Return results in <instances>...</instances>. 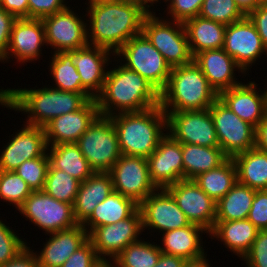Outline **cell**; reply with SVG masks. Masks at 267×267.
Listing matches in <instances>:
<instances>
[{
    "label": "cell",
    "instance_id": "obj_8",
    "mask_svg": "<svg viewBox=\"0 0 267 267\" xmlns=\"http://www.w3.org/2000/svg\"><path fill=\"white\" fill-rule=\"evenodd\" d=\"M76 144L94 173L109 172L122 155L110 116L98 115Z\"/></svg>",
    "mask_w": 267,
    "mask_h": 267
},
{
    "label": "cell",
    "instance_id": "obj_18",
    "mask_svg": "<svg viewBox=\"0 0 267 267\" xmlns=\"http://www.w3.org/2000/svg\"><path fill=\"white\" fill-rule=\"evenodd\" d=\"M47 46L45 29L42 19L21 18L13 23L9 45L1 63H9L10 58L17 59L21 65L39 60L42 54V47ZM5 61V62H4Z\"/></svg>",
    "mask_w": 267,
    "mask_h": 267
},
{
    "label": "cell",
    "instance_id": "obj_1",
    "mask_svg": "<svg viewBox=\"0 0 267 267\" xmlns=\"http://www.w3.org/2000/svg\"><path fill=\"white\" fill-rule=\"evenodd\" d=\"M88 45L105 48L115 54L130 38L142 33L148 14L140 5L127 0L87 4Z\"/></svg>",
    "mask_w": 267,
    "mask_h": 267
},
{
    "label": "cell",
    "instance_id": "obj_42",
    "mask_svg": "<svg viewBox=\"0 0 267 267\" xmlns=\"http://www.w3.org/2000/svg\"><path fill=\"white\" fill-rule=\"evenodd\" d=\"M0 219V265L12 260L28 244L26 240L19 237L8 223Z\"/></svg>",
    "mask_w": 267,
    "mask_h": 267
},
{
    "label": "cell",
    "instance_id": "obj_40",
    "mask_svg": "<svg viewBox=\"0 0 267 267\" xmlns=\"http://www.w3.org/2000/svg\"><path fill=\"white\" fill-rule=\"evenodd\" d=\"M32 193L27 183L14 171L0 170V199L17 210Z\"/></svg>",
    "mask_w": 267,
    "mask_h": 267
},
{
    "label": "cell",
    "instance_id": "obj_10",
    "mask_svg": "<svg viewBox=\"0 0 267 267\" xmlns=\"http://www.w3.org/2000/svg\"><path fill=\"white\" fill-rule=\"evenodd\" d=\"M209 111L219 146L229 158L255 147V127L240 119L219 98Z\"/></svg>",
    "mask_w": 267,
    "mask_h": 267
},
{
    "label": "cell",
    "instance_id": "obj_3",
    "mask_svg": "<svg viewBox=\"0 0 267 267\" xmlns=\"http://www.w3.org/2000/svg\"><path fill=\"white\" fill-rule=\"evenodd\" d=\"M8 88L7 109L28 114L26 125L44 127L52 119L81 109L89 100L90 93H74L52 87Z\"/></svg>",
    "mask_w": 267,
    "mask_h": 267
},
{
    "label": "cell",
    "instance_id": "obj_36",
    "mask_svg": "<svg viewBox=\"0 0 267 267\" xmlns=\"http://www.w3.org/2000/svg\"><path fill=\"white\" fill-rule=\"evenodd\" d=\"M50 61V76L54 79L52 88L74 92L89 93L81 84V77L73 64V55L67 52H56L52 54Z\"/></svg>",
    "mask_w": 267,
    "mask_h": 267
},
{
    "label": "cell",
    "instance_id": "obj_5",
    "mask_svg": "<svg viewBox=\"0 0 267 267\" xmlns=\"http://www.w3.org/2000/svg\"><path fill=\"white\" fill-rule=\"evenodd\" d=\"M218 95L193 61L171 68L167 85L160 92V107L164 112L205 110Z\"/></svg>",
    "mask_w": 267,
    "mask_h": 267
},
{
    "label": "cell",
    "instance_id": "obj_50",
    "mask_svg": "<svg viewBox=\"0 0 267 267\" xmlns=\"http://www.w3.org/2000/svg\"><path fill=\"white\" fill-rule=\"evenodd\" d=\"M30 248L27 245L12 260L0 265V267H38L37 255Z\"/></svg>",
    "mask_w": 267,
    "mask_h": 267
},
{
    "label": "cell",
    "instance_id": "obj_43",
    "mask_svg": "<svg viewBox=\"0 0 267 267\" xmlns=\"http://www.w3.org/2000/svg\"><path fill=\"white\" fill-rule=\"evenodd\" d=\"M203 2L204 0H170L165 11L170 16L169 20L185 23L199 15Z\"/></svg>",
    "mask_w": 267,
    "mask_h": 267
},
{
    "label": "cell",
    "instance_id": "obj_9",
    "mask_svg": "<svg viewBox=\"0 0 267 267\" xmlns=\"http://www.w3.org/2000/svg\"><path fill=\"white\" fill-rule=\"evenodd\" d=\"M18 211L26 221L29 219V222L43 230L45 235L72 228L78 224L71 204L56 200L43 190L32 191Z\"/></svg>",
    "mask_w": 267,
    "mask_h": 267
},
{
    "label": "cell",
    "instance_id": "obj_27",
    "mask_svg": "<svg viewBox=\"0 0 267 267\" xmlns=\"http://www.w3.org/2000/svg\"><path fill=\"white\" fill-rule=\"evenodd\" d=\"M113 190L111 175L108 172L93 173L80 183L73 204V215L78 224H83L93 213L98 203L104 201Z\"/></svg>",
    "mask_w": 267,
    "mask_h": 267
},
{
    "label": "cell",
    "instance_id": "obj_45",
    "mask_svg": "<svg viewBox=\"0 0 267 267\" xmlns=\"http://www.w3.org/2000/svg\"><path fill=\"white\" fill-rule=\"evenodd\" d=\"M247 219L259 230L267 229V190L255 191Z\"/></svg>",
    "mask_w": 267,
    "mask_h": 267
},
{
    "label": "cell",
    "instance_id": "obj_55",
    "mask_svg": "<svg viewBox=\"0 0 267 267\" xmlns=\"http://www.w3.org/2000/svg\"><path fill=\"white\" fill-rule=\"evenodd\" d=\"M206 258L207 254L197 259L186 260L183 267H210L211 264H209Z\"/></svg>",
    "mask_w": 267,
    "mask_h": 267
},
{
    "label": "cell",
    "instance_id": "obj_46",
    "mask_svg": "<svg viewBox=\"0 0 267 267\" xmlns=\"http://www.w3.org/2000/svg\"><path fill=\"white\" fill-rule=\"evenodd\" d=\"M66 0H28V18L42 19L67 7Z\"/></svg>",
    "mask_w": 267,
    "mask_h": 267
},
{
    "label": "cell",
    "instance_id": "obj_25",
    "mask_svg": "<svg viewBox=\"0 0 267 267\" xmlns=\"http://www.w3.org/2000/svg\"><path fill=\"white\" fill-rule=\"evenodd\" d=\"M41 251H35L38 267H61L64 262L88 241L82 224L48 235Z\"/></svg>",
    "mask_w": 267,
    "mask_h": 267
},
{
    "label": "cell",
    "instance_id": "obj_44",
    "mask_svg": "<svg viewBox=\"0 0 267 267\" xmlns=\"http://www.w3.org/2000/svg\"><path fill=\"white\" fill-rule=\"evenodd\" d=\"M241 260L245 267H267V229L258 231L249 251Z\"/></svg>",
    "mask_w": 267,
    "mask_h": 267
},
{
    "label": "cell",
    "instance_id": "obj_49",
    "mask_svg": "<svg viewBox=\"0 0 267 267\" xmlns=\"http://www.w3.org/2000/svg\"><path fill=\"white\" fill-rule=\"evenodd\" d=\"M247 16L254 23L261 41L267 49V4L259 5Z\"/></svg>",
    "mask_w": 267,
    "mask_h": 267
},
{
    "label": "cell",
    "instance_id": "obj_38",
    "mask_svg": "<svg viewBox=\"0 0 267 267\" xmlns=\"http://www.w3.org/2000/svg\"><path fill=\"white\" fill-rule=\"evenodd\" d=\"M80 181L59 169H53L50 165L47 170L43 191L56 200L73 206L77 196Z\"/></svg>",
    "mask_w": 267,
    "mask_h": 267
},
{
    "label": "cell",
    "instance_id": "obj_35",
    "mask_svg": "<svg viewBox=\"0 0 267 267\" xmlns=\"http://www.w3.org/2000/svg\"><path fill=\"white\" fill-rule=\"evenodd\" d=\"M255 191L248 186L236 183L216 204L215 221L246 219L255 197Z\"/></svg>",
    "mask_w": 267,
    "mask_h": 267
},
{
    "label": "cell",
    "instance_id": "obj_59",
    "mask_svg": "<svg viewBox=\"0 0 267 267\" xmlns=\"http://www.w3.org/2000/svg\"><path fill=\"white\" fill-rule=\"evenodd\" d=\"M86 1H88V4H97L102 2H117L120 0H86Z\"/></svg>",
    "mask_w": 267,
    "mask_h": 267
},
{
    "label": "cell",
    "instance_id": "obj_15",
    "mask_svg": "<svg viewBox=\"0 0 267 267\" xmlns=\"http://www.w3.org/2000/svg\"><path fill=\"white\" fill-rule=\"evenodd\" d=\"M142 232V215L138 208L122 221L94 228L88 240L99 257L115 258L127 245L139 241Z\"/></svg>",
    "mask_w": 267,
    "mask_h": 267
},
{
    "label": "cell",
    "instance_id": "obj_41",
    "mask_svg": "<svg viewBox=\"0 0 267 267\" xmlns=\"http://www.w3.org/2000/svg\"><path fill=\"white\" fill-rule=\"evenodd\" d=\"M49 158L47 152L42 157L24 161L14 171L32 191H42L45 185Z\"/></svg>",
    "mask_w": 267,
    "mask_h": 267
},
{
    "label": "cell",
    "instance_id": "obj_19",
    "mask_svg": "<svg viewBox=\"0 0 267 267\" xmlns=\"http://www.w3.org/2000/svg\"><path fill=\"white\" fill-rule=\"evenodd\" d=\"M22 126L11 135V140L9 138L0 151L1 171H15L24 161L42 157L47 152L44 127L25 123Z\"/></svg>",
    "mask_w": 267,
    "mask_h": 267
},
{
    "label": "cell",
    "instance_id": "obj_61",
    "mask_svg": "<svg viewBox=\"0 0 267 267\" xmlns=\"http://www.w3.org/2000/svg\"><path fill=\"white\" fill-rule=\"evenodd\" d=\"M161 1V0H160ZM159 0H156V4H157V2H159V3H161ZM170 0H163V2L166 4V3H168Z\"/></svg>",
    "mask_w": 267,
    "mask_h": 267
},
{
    "label": "cell",
    "instance_id": "obj_54",
    "mask_svg": "<svg viewBox=\"0 0 267 267\" xmlns=\"http://www.w3.org/2000/svg\"><path fill=\"white\" fill-rule=\"evenodd\" d=\"M240 10L248 15L252 10L261 5L257 0H234Z\"/></svg>",
    "mask_w": 267,
    "mask_h": 267
},
{
    "label": "cell",
    "instance_id": "obj_53",
    "mask_svg": "<svg viewBox=\"0 0 267 267\" xmlns=\"http://www.w3.org/2000/svg\"><path fill=\"white\" fill-rule=\"evenodd\" d=\"M185 259L179 256L169 255L161 252V255L154 267H183Z\"/></svg>",
    "mask_w": 267,
    "mask_h": 267
},
{
    "label": "cell",
    "instance_id": "obj_23",
    "mask_svg": "<svg viewBox=\"0 0 267 267\" xmlns=\"http://www.w3.org/2000/svg\"><path fill=\"white\" fill-rule=\"evenodd\" d=\"M69 52L73 55V64L81 77L82 86L96 98L103 90L106 69L112 64L114 54L105 48L91 45Z\"/></svg>",
    "mask_w": 267,
    "mask_h": 267
},
{
    "label": "cell",
    "instance_id": "obj_29",
    "mask_svg": "<svg viewBox=\"0 0 267 267\" xmlns=\"http://www.w3.org/2000/svg\"><path fill=\"white\" fill-rule=\"evenodd\" d=\"M138 208L139 204L133 199L112 191L104 201L98 203L82 226L89 234L98 226L114 224L130 217Z\"/></svg>",
    "mask_w": 267,
    "mask_h": 267
},
{
    "label": "cell",
    "instance_id": "obj_34",
    "mask_svg": "<svg viewBox=\"0 0 267 267\" xmlns=\"http://www.w3.org/2000/svg\"><path fill=\"white\" fill-rule=\"evenodd\" d=\"M215 202L224 197L237 183V170L232 158L219 167L200 173L193 179Z\"/></svg>",
    "mask_w": 267,
    "mask_h": 267
},
{
    "label": "cell",
    "instance_id": "obj_2",
    "mask_svg": "<svg viewBox=\"0 0 267 267\" xmlns=\"http://www.w3.org/2000/svg\"><path fill=\"white\" fill-rule=\"evenodd\" d=\"M113 58L116 66L107 69L103 90L96 97L99 115L139 112L160 105V92L140 74Z\"/></svg>",
    "mask_w": 267,
    "mask_h": 267
},
{
    "label": "cell",
    "instance_id": "obj_57",
    "mask_svg": "<svg viewBox=\"0 0 267 267\" xmlns=\"http://www.w3.org/2000/svg\"><path fill=\"white\" fill-rule=\"evenodd\" d=\"M127 1L140 5L148 13H154L153 4H156V0H127ZM151 6L152 8H150Z\"/></svg>",
    "mask_w": 267,
    "mask_h": 267
},
{
    "label": "cell",
    "instance_id": "obj_39",
    "mask_svg": "<svg viewBox=\"0 0 267 267\" xmlns=\"http://www.w3.org/2000/svg\"><path fill=\"white\" fill-rule=\"evenodd\" d=\"M198 16L228 26L246 15L234 0H204Z\"/></svg>",
    "mask_w": 267,
    "mask_h": 267
},
{
    "label": "cell",
    "instance_id": "obj_56",
    "mask_svg": "<svg viewBox=\"0 0 267 267\" xmlns=\"http://www.w3.org/2000/svg\"><path fill=\"white\" fill-rule=\"evenodd\" d=\"M91 267H117L115 258L99 257Z\"/></svg>",
    "mask_w": 267,
    "mask_h": 267
},
{
    "label": "cell",
    "instance_id": "obj_20",
    "mask_svg": "<svg viewBox=\"0 0 267 267\" xmlns=\"http://www.w3.org/2000/svg\"><path fill=\"white\" fill-rule=\"evenodd\" d=\"M257 87L255 81H241L221 91L218 98L240 119L256 127L267 116V89Z\"/></svg>",
    "mask_w": 267,
    "mask_h": 267
},
{
    "label": "cell",
    "instance_id": "obj_33",
    "mask_svg": "<svg viewBox=\"0 0 267 267\" xmlns=\"http://www.w3.org/2000/svg\"><path fill=\"white\" fill-rule=\"evenodd\" d=\"M228 158L220 147L182 144L183 179H194L200 173L219 167Z\"/></svg>",
    "mask_w": 267,
    "mask_h": 267
},
{
    "label": "cell",
    "instance_id": "obj_48",
    "mask_svg": "<svg viewBox=\"0 0 267 267\" xmlns=\"http://www.w3.org/2000/svg\"><path fill=\"white\" fill-rule=\"evenodd\" d=\"M16 18L0 6V60L7 51L11 30Z\"/></svg>",
    "mask_w": 267,
    "mask_h": 267
},
{
    "label": "cell",
    "instance_id": "obj_11",
    "mask_svg": "<svg viewBox=\"0 0 267 267\" xmlns=\"http://www.w3.org/2000/svg\"><path fill=\"white\" fill-rule=\"evenodd\" d=\"M165 114L166 132L179 143L220 147L209 108Z\"/></svg>",
    "mask_w": 267,
    "mask_h": 267
},
{
    "label": "cell",
    "instance_id": "obj_31",
    "mask_svg": "<svg viewBox=\"0 0 267 267\" xmlns=\"http://www.w3.org/2000/svg\"><path fill=\"white\" fill-rule=\"evenodd\" d=\"M237 182L253 190H267V152L253 147L232 157Z\"/></svg>",
    "mask_w": 267,
    "mask_h": 267
},
{
    "label": "cell",
    "instance_id": "obj_58",
    "mask_svg": "<svg viewBox=\"0 0 267 267\" xmlns=\"http://www.w3.org/2000/svg\"><path fill=\"white\" fill-rule=\"evenodd\" d=\"M7 95H8V91L7 89H0V106H2V108L6 107L7 108Z\"/></svg>",
    "mask_w": 267,
    "mask_h": 267
},
{
    "label": "cell",
    "instance_id": "obj_7",
    "mask_svg": "<svg viewBox=\"0 0 267 267\" xmlns=\"http://www.w3.org/2000/svg\"><path fill=\"white\" fill-rule=\"evenodd\" d=\"M114 57L121 58L118 61L123 66L140 74L159 92L166 87L171 66L143 33L130 38Z\"/></svg>",
    "mask_w": 267,
    "mask_h": 267
},
{
    "label": "cell",
    "instance_id": "obj_21",
    "mask_svg": "<svg viewBox=\"0 0 267 267\" xmlns=\"http://www.w3.org/2000/svg\"><path fill=\"white\" fill-rule=\"evenodd\" d=\"M147 160L150 180L157 189L183 180L182 144L167 132Z\"/></svg>",
    "mask_w": 267,
    "mask_h": 267
},
{
    "label": "cell",
    "instance_id": "obj_12",
    "mask_svg": "<svg viewBox=\"0 0 267 267\" xmlns=\"http://www.w3.org/2000/svg\"><path fill=\"white\" fill-rule=\"evenodd\" d=\"M68 5L65 9L42 18L47 48L56 52L77 50L88 45L87 21Z\"/></svg>",
    "mask_w": 267,
    "mask_h": 267
},
{
    "label": "cell",
    "instance_id": "obj_52",
    "mask_svg": "<svg viewBox=\"0 0 267 267\" xmlns=\"http://www.w3.org/2000/svg\"><path fill=\"white\" fill-rule=\"evenodd\" d=\"M255 147L267 152V116L255 127Z\"/></svg>",
    "mask_w": 267,
    "mask_h": 267
},
{
    "label": "cell",
    "instance_id": "obj_28",
    "mask_svg": "<svg viewBox=\"0 0 267 267\" xmlns=\"http://www.w3.org/2000/svg\"><path fill=\"white\" fill-rule=\"evenodd\" d=\"M259 229L247 218L232 221H215L209 238L223 243L224 247L241 259L249 251ZM211 236V237H210Z\"/></svg>",
    "mask_w": 267,
    "mask_h": 267
},
{
    "label": "cell",
    "instance_id": "obj_60",
    "mask_svg": "<svg viewBox=\"0 0 267 267\" xmlns=\"http://www.w3.org/2000/svg\"><path fill=\"white\" fill-rule=\"evenodd\" d=\"M261 5H266L267 4V0H257Z\"/></svg>",
    "mask_w": 267,
    "mask_h": 267
},
{
    "label": "cell",
    "instance_id": "obj_13",
    "mask_svg": "<svg viewBox=\"0 0 267 267\" xmlns=\"http://www.w3.org/2000/svg\"><path fill=\"white\" fill-rule=\"evenodd\" d=\"M108 173L113 190L137 204L157 189L150 180L148 160L144 157L121 155Z\"/></svg>",
    "mask_w": 267,
    "mask_h": 267
},
{
    "label": "cell",
    "instance_id": "obj_22",
    "mask_svg": "<svg viewBox=\"0 0 267 267\" xmlns=\"http://www.w3.org/2000/svg\"><path fill=\"white\" fill-rule=\"evenodd\" d=\"M99 115L96 98L81 109L52 119L44 126L47 145L76 143Z\"/></svg>",
    "mask_w": 267,
    "mask_h": 267
},
{
    "label": "cell",
    "instance_id": "obj_30",
    "mask_svg": "<svg viewBox=\"0 0 267 267\" xmlns=\"http://www.w3.org/2000/svg\"><path fill=\"white\" fill-rule=\"evenodd\" d=\"M192 56L204 50L224 47L226 26L200 16L184 23Z\"/></svg>",
    "mask_w": 267,
    "mask_h": 267
},
{
    "label": "cell",
    "instance_id": "obj_17",
    "mask_svg": "<svg viewBox=\"0 0 267 267\" xmlns=\"http://www.w3.org/2000/svg\"><path fill=\"white\" fill-rule=\"evenodd\" d=\"M176 200L187 220L209 233L215 225L216 204L193 179L179 180L166 188Z\"/></svg>",
    "mask_w": 267,
    "mask_h": 267
},
{
    "label": "cell",
    "instance_id": "obj_51",
    "mask_svg": "<svg viewBox=\"0 0 267 267\" xmlns=\"http://www.w3.org/2000/svg\"><path fill=\"white\" fill-rule=\"evenodd\" d=\"M0 6L16 19L28 18V0H0Z\"/></svg>",
    "mask_w": 267,
    "mask_h": 267
},
{
    "label": "cell",
    "instance_id": "obj_16",
    "mask_svg": "<svg viewBox=\"0 0 267 267\" xmlns=\"http://www.w3.org/2000/svg\"><path fill=\"white\" fill-rule=\"evenodd\" d=\"M142 228L161 234L190 224L176 200L166 188L156 189L139 204Z\"/></svg>",
    "mask_w": 267,
    "mask_h": 267
},
{
    "label": "cell",
    "instance_id": "obj_26",
    "mask_svg": "<svg viewBox=\"0 0 267 267\" xmlns=\"http://www.w3.org/2000/svg\"><path fill=\"white\" fill-rule=\"evenodd\" d=\"M205 233L209 235L207 230L192 223L183 228L166 231L162 233L160 250L162 253L179 256L185 260L200 258L207 253L203 248L201 236Z\"/></svg>",
    "mask_w": 267,
    "mask_h": 267
},
{
    "label": "cell",
    "instance_id": "obj_4",
    "mask_svg": "<svg viewBox=\"0 0 267 267\" xmlns=\"http://www.w3.org/2000/svg\"><path fill=\"white\" fill-rule=\"evenodd\" d=\"M110 117L122 155L147 159L166 134V114L160 105L139 112L117 113Z\"/></svg>",
    "mask_w": 267,
    "mask_h": 267
},
{
    "label": "cell",
    "instance_id": "obj_37",
    "mask_svg": "<svg viewBox=\"0 0 267 267\" xmlns=\"http://www.w3.org/2000/svg\"><path fill=\"white\" fill-rule=\"evenodd\" d=\"M144 240L127 245L115 257L117 267H154L161 255L159 244Z\"/></svg>",
    "mask_w": 267,
    "mask_h": 267
},
{
    "label": "cell",
    "instance_id": "obj_32",
    "mask_svg": "<svg viewBox=\"0 0 267 267\" xmlns=\"http://www.w3.org/2000/svg\"><path fill=\"white\" fill-rule=\"evenodd\" d=\"M47 154L53 169L62 170L80 182L94 173L76 143L48 145Z\"/></svg>",
    "mask_w": 267,
    "mask_h": 267
},
{
    "label": "cell",
    "instance_id": "obj_14",
    "mask_svg": "<svg viewBox=\"0 0 267 267\" xmlns=\"http://www.w3.org/2000/svg\"><path fill=\"white\" fill-rule=\"evenodd\" d=\"M223 49L235 60L242 71L249 75V70L261 59L267 57L254 23L246 15L240 21L226 26Z\"/></svg>",
    "mask_w": 267,
    "mask_h": 267
},
{
    "label": "cell",
    "instance_id": "obj_6",
    "mask_svg": "<svg viewBox=\"0 0 267 267\" xmlns=\"http://www.w3.org/2000/svg\"><path fill=\"white\" fill-rule=\"evenodd\" d=\"M142 33L172 67L193 62L184 23L148 13L142 24Z\"/></svg>",
    "mask_w": 267,
    "mask_h": 267
},
{
    "label": "cell",
    "instance_id": "obj_24",
    "mask_svg": "<svg viewBox=\"0 0 267 267\" xmlns=\"http://www.w3.org/2000/svg\"><path fill=\"white\" fill-rule=\"evenodd\" d=\"M193 61L218 94L241 83L239 78H236L237 70L246 77L235 60L223 48L201 51L193 57Z\"/></svg>",
    "mask_w": 267,
    "mask_h": 267
},
{
    "label": "cell",
    "instance_id": "obj_47",
    "mask_svg": "<svg viewBox=\"0 0 267 267\" xmlns=\"http://www.w3.org/2000/svg\"><path fill=\"white\" fill-rule=\"evenodd\" d=\"M98 258L92 243L88 240L61 267H91Z\"/></svg>",
    "mask_w": 267,
    "mask_h": 267
}]
</instances>
